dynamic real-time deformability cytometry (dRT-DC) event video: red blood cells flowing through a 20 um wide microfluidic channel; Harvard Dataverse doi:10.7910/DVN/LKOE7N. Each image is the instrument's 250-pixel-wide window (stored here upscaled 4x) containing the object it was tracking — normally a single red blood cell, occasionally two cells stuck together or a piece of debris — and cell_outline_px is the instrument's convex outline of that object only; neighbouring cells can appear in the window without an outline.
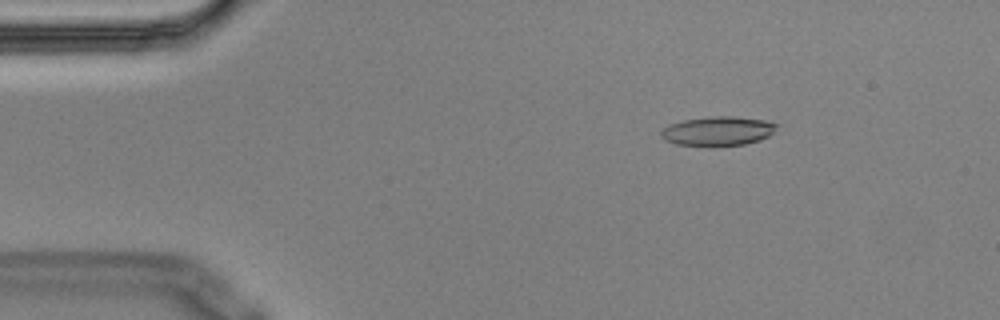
{"species": "Egyptian fruit bat (a non-hibernating species)", "species_latin": "Rousettus aegyptiacus", "temperature_condition": "cold", "stored_images_in_passage": 5, "camera_frame_rate_fps": 3000, "um_per_image_px": 0.085, "animal": {"sex": "male"}, "frame": {"image": 1, "passage_image": 5, "time_ms": 1.333, "image_size_px": [1000, 320], "cell_outline_px": [[780, 124], [768, 136], [760, 140], [744, 144], [712, 148], [708, 148], [676, 144], [664, 140], [660, 136], [660, 132], [668, 124], [684, 120], [708, 116], [736, 116], [764, 120]], "centroid_in_image_um": [60.98, 11.16], "position_along_channel_um": 24.0, "area_um2": 20.35}}